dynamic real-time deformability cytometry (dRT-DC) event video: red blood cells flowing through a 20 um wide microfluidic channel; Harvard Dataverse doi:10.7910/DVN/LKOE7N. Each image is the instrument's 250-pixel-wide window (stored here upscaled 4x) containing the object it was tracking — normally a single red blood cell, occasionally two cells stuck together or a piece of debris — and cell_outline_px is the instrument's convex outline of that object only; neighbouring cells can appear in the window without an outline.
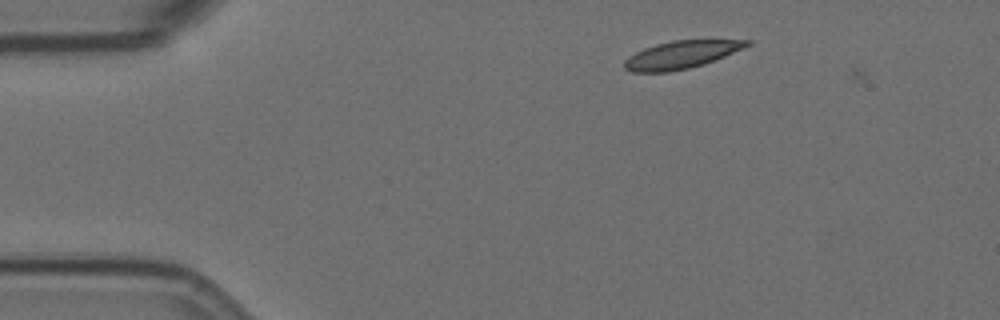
{"species": "Egyptian fruit bat (a non-hibernating species)", "species_latin": "Rousettus aegyptiacus", "temperature_condition": "room temperature", "stored_images_in_passage": 2, "camera_frame_rate_fps": 3000, "um_per_image_px": 0.085, "animal": {"sex": "female"}, "frame": {"image": 1, "passage_image": 1, "time_ms": 0.0, "image_size_px": [1000, 320], "cell_outline_px": [[752, 44], [744, 48], [704, 64], [688, 68], [668, 72], [632, 72], [624, 68], [624, 60], [628, 56], [644, 48], [656, 44], [672, 40], [752, 40]], "centroid_in_image_um": [57.89, 4.65], "position_along_channel_um": 27.1, "area_um2": 19.71}}